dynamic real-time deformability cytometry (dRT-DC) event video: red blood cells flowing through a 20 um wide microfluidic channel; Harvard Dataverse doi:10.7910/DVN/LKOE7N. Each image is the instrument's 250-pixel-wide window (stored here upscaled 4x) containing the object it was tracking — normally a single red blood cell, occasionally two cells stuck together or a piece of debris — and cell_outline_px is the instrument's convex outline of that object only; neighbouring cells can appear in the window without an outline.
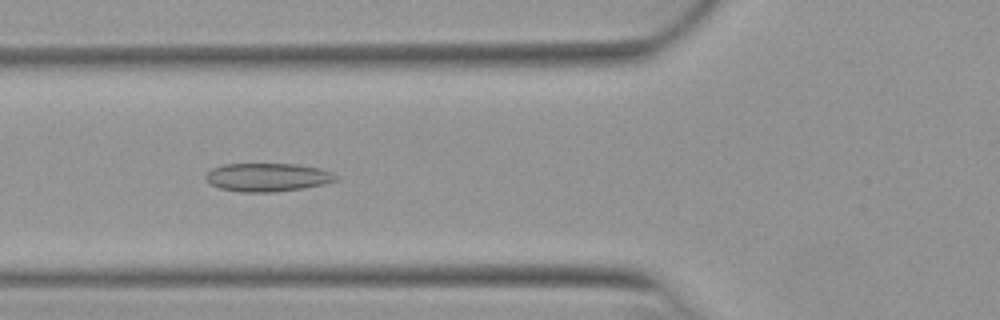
{"species": "Egyptian fruit bat (a non-hibernating species)", "species_latin": "Rousettus aegyptiacus", "temperature_condition": "warm", "stored_images_in_passage": 44, "camera_frame_rate_fps": 3000, "um_per_image_px": 0.085, "animal": {"sex": "female"}, "frame": {"image": 1, "passage_image": 16, "time_ms": 5.0, "image_size_px": [1000, 320], "cell_outline_px": [[340, 180], [324, 184], [276, 192], [244, 192], [220, 188], [212, 184], [204, 176], [212, 168], [224, 164], [296, 164], [320, 168], [332, 172]], "centroid_in_image_um": [22.77, 15.06], "position_along_channel_um": 103.0, "area_um2": 21.39}}
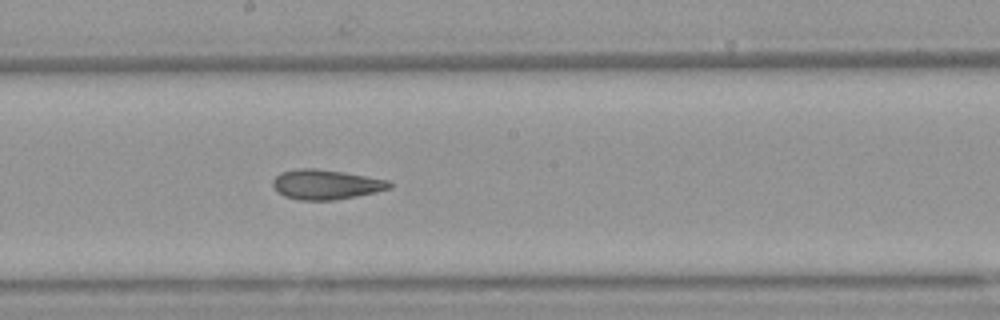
{"frame": {"image": 2, "passage_image": 25, "time_ms": 8.0, "image_size_px": [1000, 320], "cell_outline_px": [[392, 188], [376, 192], [336, 200], [300, 200], [284, 196], [276, 192], [272, 184], [272, 180], [280, 172], [296, 168], [316, 168], [388, 180], [392, 184]], "centroid_in_image_um": [27.66, 15.68], "position_along_channel_um": 220.5, "area_um2": 20.29}}
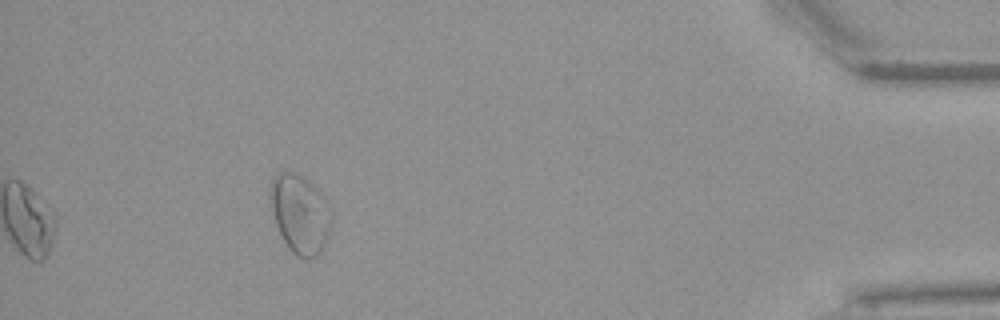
{"frame": {"image": 3, "passage_image": 44, "time_ms": 14.333, "image_size_px": [1000, 320], "cell_outline_px": [[332, 224], [324, 244], [316, 256], [308, 260], [304, 260], [296, 256], [288, 248], [276, 224], [268, 196], [268, 188], [272, 180], [284, 168], [308, 180], [324, 200], [332, 212]], "centroid_in_image_um": [25.47, 18.19], "position_along_channel_um": 409.7, "area_um2": 28.03}, "authors_computed_cell_mechanics": {"area_um2": 21.0103, "velocity_mm_per_s": 3.9264, "shape_relaxation_time_tau1_ms": null, "shape_relaxation_time_tau2_ms": 1.8746, "deformation_change_tau1": null, "deformation_change_tau2": 0.0848}}